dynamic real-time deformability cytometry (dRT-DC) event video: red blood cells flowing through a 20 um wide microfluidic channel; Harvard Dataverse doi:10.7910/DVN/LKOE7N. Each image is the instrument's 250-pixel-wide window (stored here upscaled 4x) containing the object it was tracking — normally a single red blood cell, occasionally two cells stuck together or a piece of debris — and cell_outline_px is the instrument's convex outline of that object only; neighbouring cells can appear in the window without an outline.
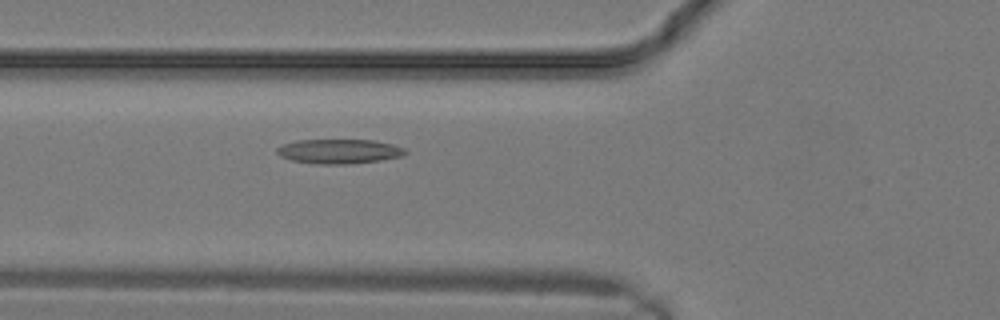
{"species": "common noctule bat (a hibernating species)", "species_latin": "Nyctalus noctula", "temperature_condition": "warm", "stored_images_in_passage": 10, "camera_frame_rate_fps": 3000, "um_per_image_px": 0.085, "animal": {"sex": "male", "body_mass_g": 19.2, "forearm_length_mm": 51.8}, "frame": {"image": 1, "passage_image": 10, "time_ms": 3.0, "image_size_px": [1000, 320], "cell_outline_px": [[408, 152], [400, 156], [380, 160], [348, 164], [320, 164], [292, 160], [280, 156], [276, 152], [276, 148], [284, 144], [296, 140], [376, 140], [392, 144], [404, 148]], "centroid_in_image_um": [28.82, 12.86], "position_along_channel_um": 97.0, "area_um2": 18.21}}